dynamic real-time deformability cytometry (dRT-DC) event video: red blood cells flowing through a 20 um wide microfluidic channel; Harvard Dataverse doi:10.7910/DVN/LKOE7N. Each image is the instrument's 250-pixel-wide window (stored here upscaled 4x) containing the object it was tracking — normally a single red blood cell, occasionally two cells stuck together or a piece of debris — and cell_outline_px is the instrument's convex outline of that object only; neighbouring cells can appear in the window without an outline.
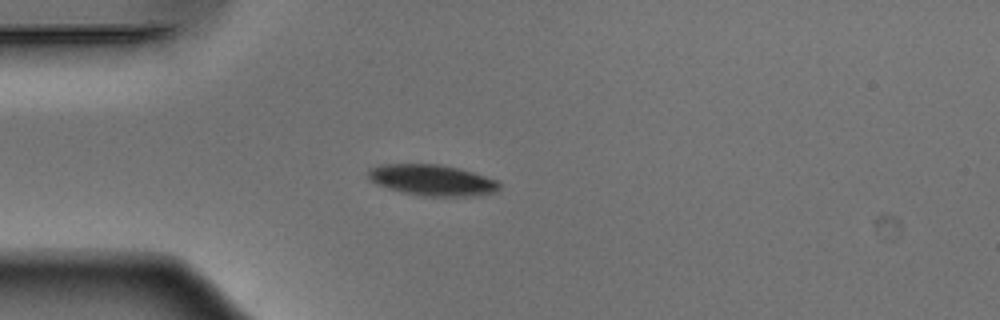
{"species": "Egyptian fruit bat (a non-hibernating species)", "species_latin": "Rousettus aegyptiacus", "temperature_condition": "warm", "stored_images_in_passage": 39, "camera_frame_rate_fps": 3000, "um_per_image_px": 0.085, "animal": {"sex": "male"}, "frame": {"image": 1, "passage_image": 1, "time_ms": 0.0, "image_size_px": [1000, 320], "cell_outline_px": [[500, 188], [496, 192], [476, 196], [420, 196], [388, 188], [376, 184], [368, 180], [368, 168], [380, 164], [440, 164], [472, 172], [496, 180], [500, 184]], "centroid_in_image_um": [36.7, 15.31], "position_along_channel_um": 48.3, "area_um2": 23.76}}
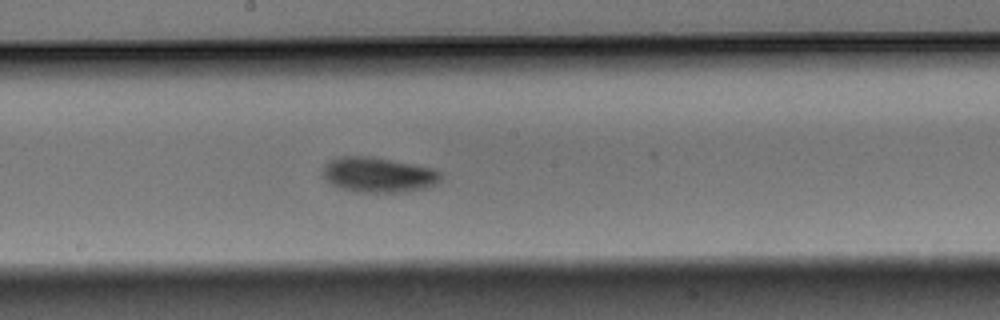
{"frame": {"image": 2, "passage_image": 15, "time_ms": 4.667, "image_size_px": [1000, 320], "cell_outline_px": [[440, 180], [436, 184], [428, 188], [408, 192], [352, 192], [340, 188], [324, 180], [320, 176], [324, 164], [328, 160], [340, 156], [372, 156], [436, 168], [440, 172]], "centroid_in_image_um": [32.13, 14.86], "position_along_channel_um": 216.1, "area_um2": 24.85}}
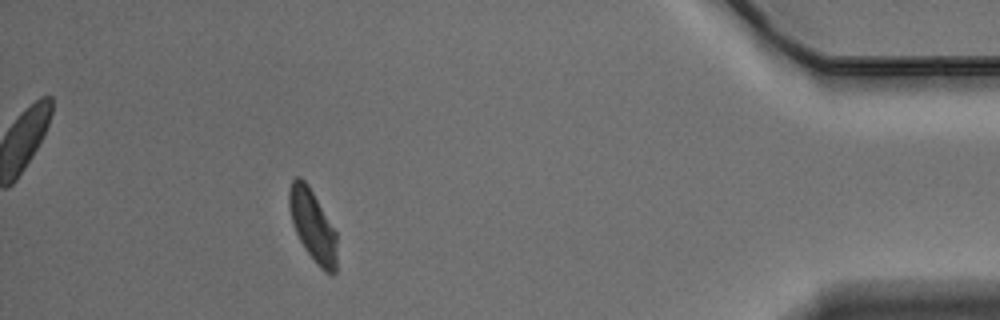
{"frame": {"image": 3, "passage_image": 34, "time_ms": 11.0, "image_size_px": [1000, 320], "cell_outline_px": [[336, 272], [332, 276], [324, 272], [316, 264], [304, 248], [296, 232], [292, 220], [288, 204], [288, 188], [292, 180], [296, 176], [300, 176], [308, 184], [336, 232]], "centroid_in_image_um": [26.57, 19.18], "position_along_channel_um": 408.6, "area_um2": 19.94}, "authors_computed_cell_mechanics": {"area_um2": 22.0796, "velocity_mm_per_s": 3.8776, "shape_relaxation_time_tau1_ms": 1.4067, "shape_relaxation_time_tau2_ms": null, "deformation_change_tau1": 0.0983, "deformation_change_tau2": null}}